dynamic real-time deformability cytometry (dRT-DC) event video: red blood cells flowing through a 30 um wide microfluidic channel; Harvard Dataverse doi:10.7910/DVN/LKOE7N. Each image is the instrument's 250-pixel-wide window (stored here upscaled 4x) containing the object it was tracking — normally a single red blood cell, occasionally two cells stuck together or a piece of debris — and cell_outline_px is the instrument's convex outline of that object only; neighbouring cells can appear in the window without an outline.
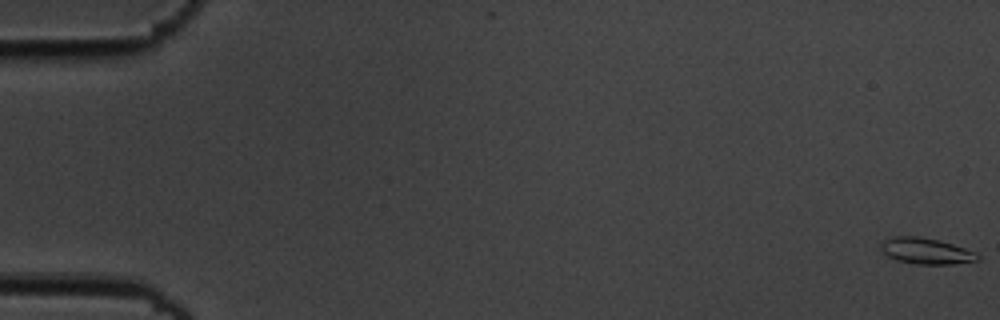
{"species": "common noctule bat (a hibernating species)", "species_latin": "Nyctalus noctula", "temperature_condition": "cold", "stored_images_in_passage": 57, "camera_frame_rate_fps": 3000, "um_per_image_px": 0.085, "animal": {"sex": "male", "body_mass_g": 19.5, "forearm_length_mm": 54.6}, "frame": {"image": 1, "passage_image": 1, "time_ms": 0.0, "image_size_px": [1000, 320], "cell_outline_px": [[980, 260], [952, 264], [916, 264], [896, 260], [888, 256], [880, 248], [880, 244], [884, 240], [892, 236], [920, 236], [940, 240], [976, 252], [980, 256]], "centroid_in_image_um": [78.72, 21.33], "position_along_channel_um": 6.3, "area_um2": 14.8}}
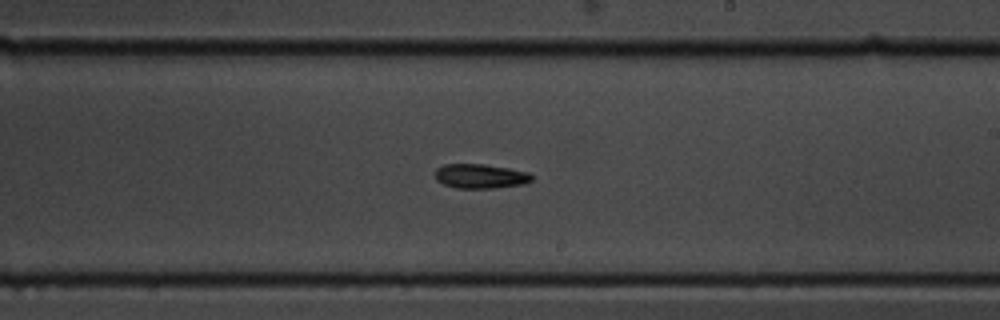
{"frame": {"image": 2, "passage_image": 34, "time_ms": 11.0, "image_size_px": [1000, 320], "cell_outline_px": [[532, 180], [524, 184], [496, 188], [456, 188], [444, 184], [436, 180], [436, 168], [444, 164], [484, 164], [508, 168], [528, 172], [532, 176]], "centroid_in_image_um": [40.83, 14.97], "position_along_channel_um": 248.2, "area_um2": 13.76}}
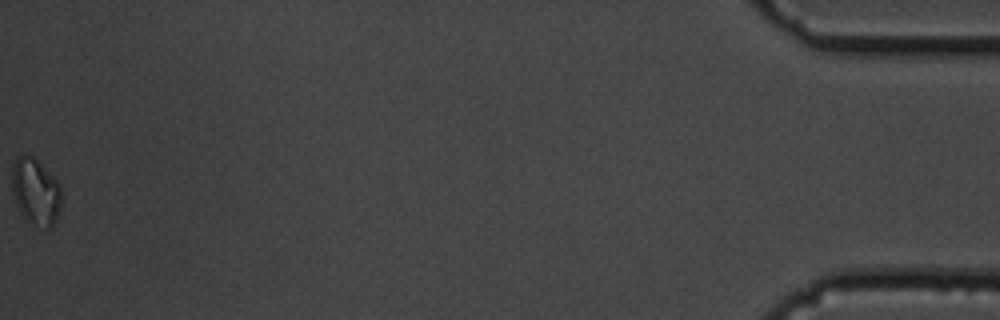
{"frame": {"image": 3, "passage_image": 57, "time_ms": 18.667, "image_size_px": [1000, 320], "cell_outline_px": [[60, 208], [56, 220], [52, 228], [44, 228], [32, 224], [24, 220], [16, 204], [12, 192], [12, 164], [16, 156], [32, 156], [60, 184]], "centroid_in_image_um": [3.0, 16.33], "position_along_channel_um": 432.2, "area_um2": 19.19}, "authors_computed_cell_mechanics": {"area_um2": 13.872, "velocity_mm_per_s": 3.6256, "shape_relaxation_time_tau1_ms": 7.537, "shape_relaxation_time_tau2_ms": null, "deformation_change_tau1": 0.1863, "deformation_change_tau2": null}}